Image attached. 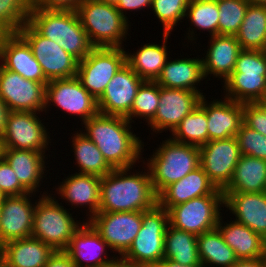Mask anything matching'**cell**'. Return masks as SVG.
<instances>
[{
    "mask_svg": "<svg viewBox=\"0 0 266 267\" xmlns=\"http://www.w3.org/2000/svg\"><path fill=\"white\" fill-rule=\"evenodd\" d=\"M82 126L79 130L96 144L113 169L128 168L142 162L144 141L133 133L134 128L127 118L98 113Z\"/></svg>",
    "mask_w": 266,
    "mask_h": 267,
    "instance_id": "1",
    "label": "cell"
},
{
    "mask_svg": "<svg viewBox=\"0 0 266 267\" xmlns=\"http://www.w3.org/2000/svg\"><path fill=\"white\" fill-rule=\"evenodd\" d=\"M139 165L144 172L132 166L101 177L99 212H142L157 204L149 170L143 162Z\"/></svg>",
    "mask_w": 266,
    "mask_h": 267,
    "instance_id": "2",
    "label": "cell"
},
{
    "mask_svg": "<svg viewBox=\"0 0 266 267\" xmlns=\"http://www.w3.org/2000/svg\"><path fill=\"white\" fill-rule=\"evenodd\" d=\"M157 146L153 149V154L149 155L150 158L145 156L142 159L149 170L156 195L200 166L198 146L177 142L170 136H166Z\"/></svg>",
    "mask_w": 266,
    "mask_h": 267,
    "instance_id": "3",
    "label": "cell"
},
{
    "mask_svg": "<svg viewBox=\"0 0 266 267\" xmlns=\"http://www.w3.org/2000/svg\"><path fill=\"white\" fill-rule=\"evenodd\" d=\"M82 27L94 47H123L130 36L131 23L114 5L84 0L76 10Z\"/></svg>",
    "mask_w": 266,
    "mask_h": 267,
    "instance_id": "4",
    "label": "cell"
},
{
    "mask_svg": "<svg viewBox=\"0 0 266 267\" xmlns=\"http://www.w3.org/2000/svg\"><path fill=\"white\" fill-rule=\"evenodd\" d=\"M54 193V194H53ZM41 196L36 201L31 237L40 239L55 251L65 250L76 231L85 222L70 213L64 203H59L55 192ZM76 217V218H74Z\"/></svg>",
    "mask_w": 266,
    "mask_h": 267,
    "instance_id": "5",
    "label": "cell"
},
{
    "mask_svg": "<svg viewBox=\"0 0 266 267\" xmlns=\"http://www.w3.org/2000/svg\"><path fill=\"white\" fill-rule=\"evenodd\" d=\"M222 97L240 103L261 102L266 95V51L242 49L224 81Z\"/></svg>",
    "mask_w": 266,
    "mask_h": 267,
    "instance_id": "6",
    "label": "cell"
},
{
    "mask_svg": "<svg viewBox=\"0 0 266 267\" xmlns=\"http://www.w3.org/2000/svg\"><path fill=\"white\" fill-rule=\"evenodd\" d=\"M168 225V211L158 204L152 209L142 211V226L121 258L145 267H157L164 259L165 233Z\"/></svg>",
    "mask_w": 266,
    "mask_h": 267,
    "instance_id": "7",
    "label": "cell"
},
{
    "mask_svg": "<svg viewBox=\"0 0 266 267\" xmlns=\"http://www.w3.org/2000/svg\"><path fill=\"white\" fill-rule=\"evenodd\" d=\"M224 212V194L217 189L213 194L196 197L168 210L169 225L196 236L217 227Z\"/></svg>",
    "mask_w": 266,
    "mask_h": 267,
    "instance_id": "8",
    "label": "cell"
},
{
    "mask_svg": "<svg viewBox=\"0 0 266 267\" xmlns=\"http://www.w3.org/2000/svg\"><path fill=\"white\" fill-rule=\"evenodd\" d=\"M51 106L58 108L62 113L79 117L80 125L99 113L97 100L83 87L76 76L54 79L47 83L44 108L46 116L49 110H52Z\"/></svg>",
    "mask_w": 266,
    "mask_h": 267,
    "instance_id": "9",
    "label": "cell"
},
{
    "mask_svg": "<svg viewBox=\"0 0 266 267\" xmlns=\"http://www.w3.org/2000/svg\"><path fill=\"white\" fill-rule=\"evenodd\" d=\"M41 115L45 114L29 111H10L6 130L1 136L2 147L39 152H47L48 150L49 152L50 146L53 145L51 144L52 138L50 139L52 137L51 130L45 126L47 123L44 122L45 119Z\"/></svg>",
    "mask_w": 266,
    "mask_h": 267,
    "instance_id": "10",
    "label": "cell"
},
{
    "mask_svg": "<svg viewBox=\"0 0 266 267\" xmlns=\"http://www.w3.org/2000/svg\"><path fill=\"white\" fill-rule=\"evenodd\" d=\"M125 64V47H95L87 57L79 61L76 77L98 100L107 84Z\"/></svg>",
    "mask_w": 266,
    "mask_h": 267,
    "instance_id": "11",
    "label": "cell"
},
{
    "mask_svg": "<svg viewBox=\"0 0 266 267\" xmlns=\"http://www.w3.org/2000/svg\"><path fill=\"white\" fill-rule=\"evenodd\" d=\"M17 33L31 47L48 81L77 76L79 61L58 44L42 36L28 21Z\"/></svg>",
    "mask_w": 266,
    "mask_h": 267,
    "instance_id": "12",
    "label": "cell"
},
{
    "mask_svg": "<svg viewBox=\"0 0 266 267\" xmlns=\"http://www.w3.org/2000/svg\"><path fill=\"white\" fill-rule=\"evenodd\" d=\"M87 222L108 244L110 254L121 258L142 226V212H98Z\"/></svg>",
    "mask_w": 266,
    "mask_h": 267,
    "instance_id": "13",
    "label": "cell"
},
{
    "mask_svg": "<svg viewBox=\"0 0 266 267\" xmlns=\"http://www.w3.org/2000/svg\"><path fill=\"white\" fill-rule=\"evenodd\" d=\"M199 149L200 166L217 189L223 191L232 180L241 157L236 137L208 141Z\"/></svg>",
    "mask_w": 266,
    "mask_h": 267,
    "instance_id": "14",
    "label": "cell"
},
{
    "mask_svg": "<svg viewBox=\"0 0 266 267\" xmlns=\"http://www.w3.org/2000/svg\"><path fill=\"white\" fill-rule=\"evenodd\" d=\"M46 85L27 80L0 64V98L10 111L44 113Z\"/></svg>",
    "mask_w": 266,
    "mask_h": 267,
    "instance_id": "15",
    "label": "cell"
},
{
    "mask_svg": "<svg viewBox=\"0 0 266 267\" xmlns=\"http://www.w3.org/2000/svg\"><path fill=\"white\" fill-rule=\"evenodd\" d=\"M41 196L29 192L4 197L0 203V247L13 240L31 237L36 199Z\"/></svg>",
    "mask_w": 266,
    "mask_h": 267,
    "instance_id": "16",
    "label": "cell"
},
{
    "mask_svg": "<svg viewBox=\"0 0 266 267\" xmlns=\"http://www.w3.org/2000/svg\"><path fill=\"white\" fill-rule=\"evenodd\" d=\"M201 98L198 92L160 86V100L156 114L148 124H144L152 130L149 135L155 137L164 131L165 133L169 131L171 134L182 119L198 106Z\"/></svg>",
    "mask_w": 266,
    "mask_h": 267,
    "instance_id": "17",
    "label": "cell"
},
{
    "mask_svg": "<svg viewBox=\"0 0 266 267\" xmlns=\"http://www.w3.org/2000/svg\"><path fill=\"white\" fill-rule=\"evenodd\" d=\"M100 182L101 177L99 176L75 171V173H69L67 177L65 175V179L63 178L62 182H57L58 185H54L52 189H55L59 197L58 201L63 199L60 203L64 202L73 209L87 208L85 221H88L99 212Z\"/></svg>",
    "mask_w": 266,
    "mask_h": 267,
    "instance_id": "18",
    "label": "cell"
},
{
    "mask_svg": "<svg viewBox=\"0 0 266 267\" xmlns=\"http://www.w3.org/2000/svg\"><path fill=\"white\" fill-rule=\"evenodd\" d=\"M143 81L126 63L110 80L97 100L99 113L126 118Z\"/></svg>",
    "mask_w": 266,
    "mask_h": 267,
    "instance_id": "19",
    "label": "cell"
},
{
    "mask_svg": "<svg viewBox=\"0 0 266 267\" xmlns=\"http://www.w3.org/2000/svg\"><path fill=\"white\" fill-rule=\"evenodd\" d=\"M48 155L46 152L32 151V150H18L11 148H3L2 157L8 162L14 170L16 177L20 184L30 193L38 195L50 194L43 185L48 178L47 176L50 169ZM46 173V174H45ZM46 178V180H44ZM44 180V181H43ZM41 186H44V192ZM41 187V188H40ZM43 192V193H42ZM42 193V194H41Z\"/></svg>",
    "mask_w": 266,
    "mask_h": 267,
    "instance_id": "20",
    "label": "cell"
},
{
    "mask_svg": "<svg viewBox=\"0 0 266 267\" xmlns=\"http://www.w3.org/2000/svg\"><path fill=\"white\" fill-rule=\"evenodd\" d=\"M0 64L27 80L48 83L31 47L18 34H0Z\"/></svg>",
    "mask_w": 266,
    "mask_h": 267,
    "instance_id": "21",
    "label": "cell"
},
{
    "mask_svg": "<svg viewBox=\"0 0 266 267\" xmlns=\"http://www.w3.org/2000/svg\"><path fill=\"white\" fill-rule=\"evenodd\" d=\"M110 247L85 221L72 236L68 247L64 250L78 267H105L117 257L107 251ZM108 253V254H107Z\"/></svg>",
    "mask_w": 266,
    "mask_h": 267,
    "instance_id": "22",
    "label": "cell"
},
{
    "mask_svg": "<svg viewBox=\"0 0 266 267\" xmlns=\"http://www.w3.org/2000/svg\"><path fill=\"white\" fill-rule=\"evenodd\" d=\"M205 47L207 48H203L204 54L201 53L205 83L213 80V77L222 79L220 82L223 84L234 71L241 46L235 35H215L209 37Z\"/></svg>",
    "mask_w": 266,
    "mask_h": 267,
    "instance_id": "23",
    "label": "cell"
},
{
    "mask_svg": "<svg viewBox=\"0 0 266 267\" xmlns=\"http://www.w3.org/2000/svg\"><path fill=\"white\" fill-rule=\"evenodd\" d=\"M213 98L209 101L203 96L199 102L206 111L209 141L236 137L243 123V103L222 95L221 99Z\"/></svg>",
    "mask_w": 266,
    "mask_h": 267,
    "instance_id": "24",
    "label": "cell"
},
{
    "mask_svg": "<svg viewBox=\"0 0 266 267\" xmlns=\"http://www.w3.org/2000/svg\"><path fill=\"white\" fill-rule=\"evenodd\" d=\"M223 194L225 213L229 210L233 220L249 227L266 240V193L223 192Z\"/></svg>",
    "mask_w": 266,
    "mask_h": 267,
    "instance_id": "25",
    "label": "cell"
},
{
    "mask_svg": "<svg viewBox=\"0 0 266 267\" xmlns=\"http://www.w3.org/2000/svg\"><path fill=\"white\" fill-rule=\"evenodd\" d=\"M197 56L189 58L187 54V57L183 58L181 55L182 58L177 57L174 60L169 57L156 82L161 87L191 90L198 92L202 97L206 96L204 90L198 87L206 79L203 73L202 58L199 57L200 55Z\"/></svg>",
    "mask_w": 266,
    "mask_h": 267,
    "instance_id": "26",
    "label": "cell"
},
{
    "mask_svg": "<svg viewBox=\"0 0 266 267\" xmlns=\"http://www.w3.org/2000/svg\"><path fill=\"white\" fill-rule=\"evenodd\" d=\"M217 187L210 181L203 168L199 166L181 180L164 188L157 195V204L167 211L178 204L196 197L213 194Z\"/></svg>",
    "mask_w": 266,
    "mask_h": 267,
    "instance_id": "27",
    "label": "cell"
},
{
    "mask_svg": "<svg viewBox=\"0 0 266 267\" xmlns=\"http://www.w3.org/2000/svg\"><path fill=\"white\" fill-rule=\"evenodd\" d=\"M224 213L220 215L217 228L221 232L224 241L234 251L237 258L252 259L266 256V240L244 224L235 220L224 222Z\"/></svg>",
    "mask_w": 266,
    "mask_h": 267,
    "instance_id": "28",
    "label": "cell"
},
{
    "mask_svg": "<svg viewBox=\"0 0 266 267\" xmlns=\"http://www.w3.org/2000/svg\"><path fill=\"white\" fill-rule=\"evenodd\" d=\"M172 33H161L163 36L161 44L141 43V47L135 51H126V63L143 80L156 81L160 76L167 59L170 57L168 51V39ZM143 44V45H142ZM169 52V53H168Z\"/></svg>",
    "mask_w": 266,
    "mask_h": 267,
    "instance_id": "29",
    "label": "cell"
},
{
    "mask_svg": "<svg viewBox=\"0 0 266 267\" xmlns=\"http://www.w3.org/2000/svg\"><path fill=\"white\" fill-rule=\"evenodd\" d=\"M55 250L40 239L22 238L5 243L0 258L9 267H44Z\"/></svg>",
    "mask_w": 266,
    "mask_h": 267,
    "instance_id": "30",
    "label": "cell"
},
{
    "mask_svg": "<svg viewBox=\"0 0 266 267\" xmlns=\"http://www.w3.org/2000/svg\"><path fill=\"white\" fill-rule=\"evenodd\" d=\"M266 191V160L241 155L229 185L223 192L261 193Z\"/></svg>",
    "mask_w": 266,
    "mask_h": 267,
    "instance_id": "31",
    "label": "cell"
},
{
    "mask_svg": "<svg viewBox=\"0 0 266 267\" xmlns=\"http://www.w3.org/2000/svg\"><path fill=\"white\" fill-rule=\"evenodd\" d=\"M68 139L72 140L70 152H74L72 155H74L75 163L73 159V164L78 173L103 177L113 170L96 144L79 129Z\"/></svg>",
    "mask_w": 266,
    "mask_h": 267,
    "instance_id": "32",
    "label": "cell"
},
{
    "mask_svg": "<svg viewBox=\"0 0 266 267\" xmlns=\"http://www.w3.org/2000/svg\"><path fill=\"white\" fill-rule=\"evenodd\" d=\"M185 17V20L189 19L187 21H189L190 26L187 28L188 31L185 32L186 36H184L185 40L188 39L185 42L188 43H186L187 45L182 43L183 47L187 46L189 48V43L190 46L192 44V47H194V43L197 46L196 41L199 40L197 39L199 38L197 30H200V33L201 30L202 33L203 31L208 32V37L218 35L219 9L217 0H190Z\"/></svg>",
    "mask_w": 266,
    "mask_h": 267,
    "instance_id": "33",
    "label": "cell"
},
{
    "mask_svg": "<svg viewBox=\"0 0 266 267\" xmlns=\"http://www.w3.org/2000/svg\"><path fill=\"white\" fill-rule=\"evenodd\" d=\"M201 263L205 267H232L239 259L216 227L197 236Z\"/></svg>",
    "mask_w": 266,
    "mask_h": 267,
    "instance_id": "34",
    "label": "cell"
},
{
    "mask_svg": "<svg viewBox=\"0 0 266 267\" xmlns=\"http://www.w3.org/2000/svg\"><path fill=\"white\" fill-rule=\"evenodd\" d=\"M164 259H170L183 265L202 264L197 236L168 225L165 233Z\"/></svg>",
    "mask_w": 266,
    "mask_h": 267,
    "instance_id": "35",
    "label": "cell"
},
{
    "mask_svg": "<svg viewBox=\"0 0 266 267\" xmlns=\"http://www.w3.org/2000/svg\"><path fill=\"white\" fill-rule=\"evenodd\" d=\"M235 36L241 49L266 51V6L249 4Z\"/></svg>",
    "mask_w": 266,
    "mask_h": 267,
    "instance_id": "36",
    "label": "cell"
},
{
    "mask_svg": "<svg viewBox=\"0 0 266 267\" xmlns=\"http://www.w3.org/2000/svg\"><path fill=\"white\" fill-rule=\"evenodd\" d=\"M62 48L81 61L95 48L82 27L76 11L63 10Z\"/></svg>",
    "mask_w": 266,
    "mask_h": 267,
    "instance_id": "37",
    "label": "cell"
},
{
    "mask_svg": "<svg viewBox=\"0 0 266 267\" xmlns=\"http://www.w3.org/2000/svg\"><path fill=\"white\" fill-rule=\"evenodd\" d=\"M207 128L206 111L198 104L191 113L182 119L170 137L177 142L200 147L209 141Z\"/></svg>",
    "mask_w": 266,
    "mask_h": 267,
    "instance_id": "38",
    "label": "cell"
},
{
    "mask_svg": "<svg viewBox=\"0 0 266 267\" xmlns=\"http://www.w3.org/2000/svg\"><path fill=\"white\" fill-rule=\"evenodd\" d=\"M160 100V85L156 81L144 80L137 90L129 115L132 124L137 119L149 123L155 116Z\"/></svg>",
    "mask_w": 266,
    "mask_h": 267,
    "instance_id": "39",
    "label": "cell"
},
{
    "mask_svg": "<svg viewBox=\"0 0 266 267\" xmlns=\"http://www.w3.org/2000/svg\"><path fill=\"white\" fill-rule=\"evenodd\" d=\"M28 22L42 36L62 47L63 10L30 9Z\"/></svg>",
    "mask_w": 266,
    "mask_h": 267,
    "instance_id": "40",
    "label": "cell"
},
{
    "mask_svg": "<svg viewBox=\"0 0 266 267\" xmlns=\"http://www.w3.org/2000/svg\"><path fill=\"white\" fill-rule=\"evenodd\" d=\"M31 0H0V34L17 33L29 20Z\"/></svg>",
    "mask_w": 266,
    "mask_h": 267,
    "instance_id": "41",
    "label": "cell"
},
{
    "mask_svg": "<svg viewBox=\"0 0 266 267\" xmlns=\"http://www.w3.org/2000/svg\"><path fill=\"white\" fill-rule=\"evenodd\" d=\"M249 4L248 0H217L218 35H236Z\"/></svg>",
    "mask_w": 266,
    "mask_h": 267,
    "instance_id": "42",
    "label": "cell"
},
{
    "mask_svg": "<svg viewBox=\"0 0 266 267\" xmlns=\"http://www.w3.org/2000/svg\"><path fill=\"white\" fill-rule=\"evenodd\" d=\"M189 2L190 0H152L150 11L163 25V33H171L185 20Z\"/></svg>",
    "mask_w": 266,
    "mask_h": 267,
    "instance_id": "43",
    "label": "cell"
},
{
    "mask_svg": "<svg viewBox=\"0 0 266 267\" xmlns=\"http://www.w3.org/2000/svg\"><path fill=\"white\" fill-rule=\"evenodd\" d=\"M236 139L241 155L266 160V136L242 123L236 134Z\"/></svg>",
    "mask_w": 266,
    "mask_h": 267,
    "instance_id": "44",
    "label": "cell"
},
{
    "mask_svg": "<svg viewBox=\"0 0 266 267\" xmlns=\"http://www.w3.org/2000/svg\"><path fill=\"white\" fill-rule=\"evenodd\" d=\"M0 191L4 196H20L29 193L19 182L8 162L0 158Z\"/></svg>",
    "mask_w": 266,
    "mask_h": 267,
    "instance_id": "45",
    "label": "cell"
},
{
    "mask_svg": "<svg viewBox=\"0 0 266 267\" xmlns=\"http://www.w3.org/2000/svg\"><path fill=\"white\" fill-rule=\"evenodd\" d=\"M243 123L266 136V107L261 103H243Z\"/></svg>",
    "mask_w": 266,
    "mask_h": 267,
    "instance_id": "46",
    "label": "cell"
},
{
    "mask_svg": "<svg viewBox=\"0 0 266 267\" xmlns=\"http://www.w3.org/2000/svg\"><path fill=\"white\" fill-rule=\"evenodd\" d=\"M84 0H31L30 9L76 11Z\"/></svg>",
    "mask_w": 266,
    "mask_h": 267,
    "instance_id": "47",
    "label": "cell"
},
{
    "mask_svg": "<svg viewBox=\"0 0 266 267\" xmlns=\"http://www.w3.org/2000/svg\"><path fill=\"white\" fill-rule=\"evenodd\" d=\"M152 0H119L116 5V8L120 11L121 15L128 20L127 17L129 12H133V14L141 10H148L151 8Z\"/></svg>",
    "mask_w": 266,
    "mask_h": 267,
    "instance_id": "48",
    "label": "cell"
},
{
    "mask_svg": "<svg viewBox=\"0 0 266 267\" xmlns=\"http://www.w3.org/2000/svg\"><path fill=\"white\" fill-rule=\"evenodd\" d=\"M44 267H78L64 250L55 251Z\"/></svg>",
    "mask_w": 266,
    "mask_h": 267,
    "instance_id": "49",
    "label": "cell"
},
{
    "mask_svg": "<svg viewBox=\"0 0 266 267\" xmlns=\"http://www.w3.org/2000/svg\"><path fill=\"white\" fill-rule=\"evenodd\" d=\"M266 256L252 259H240L232 267H265Z\"/></svg>",
    "mask_w": 266,
    "mask_h": 267,
    "instance_id": "50",
    "label": "cell"
},
{
    "mask_svg": "<svg viewBox=\"0 0 266 267\" xmlns=\"http://www.w3.org/2000/svg\"><path fill=\"white\" fill-rule=\"evenodd\" d=\"M10 114V110L5 102L0 98V137L4 134L7 125V119Z\"/></svg>",
    "mask_w": 266,
    "mask_h": 267,
    "instance_id": "51",
    "label": "cell"
},
{
    "mask_svg": "<svg viewBox=\"0 0 266 267\" xmlns=\"http://www.w3.org/2000/svg\"><path fill=\"white\" fill-rule=\"evenodd\" d=\"M157 267H205L203 264L183 265L170 259H163Z\"/></svg>",
    "mask_w": 266,
    "mask_h": 267,
    "instance_id": "52",
    "label": "cell"
},
{
    "mask_svg": "<svg viewBox=\"0 0 266 267\" xmlns=\"http://www.w3.org/2000/svg\"><path fill=\"white\" fill-rule=\"evenodd\" d=\"M111 267H145L142 265H138L136 263H131L128 261H125L122 258H116L112 263H111Z\"/></svg>",
    "mask_w": 266,
    "mask_h": 267,
    "instance_id": "53",
    "label": "cell"
},
{
    "mask_svg": "<svg viewBox=\"0 0 266 267\" xmlns=\"http://www.w3.org/2000/svg\"><path fill=\"white\" fill-rule=\"evenodd\" d=\"M252 5L266 6V0H248Z\"/></svg>",
    "mask_w": 266,
    "mask_h": 267,
    "instance_id": "54",
    "label": "cell"
},
{
    "mask_svg": "<svg viewBox=\"0 0 266 267\" xmlns=\"http://www.w3.org/2000/svg\"><path fill=\"white\" fill-rule=\"evenodd\" d=\"M98 1L110 4V5H114V6H116L117 3L119 2V0H98Z\"/></svg>",
    "mask_w": 266,
    "mask_h": 267,
    "instance_id": "55",
    "label": "cell"
},
{
    "mask_svg": "<svg viewBox=\"0 0 266 267\" xmlns=\"http://www.w3.org/2000/svg\"><path fill=\"white\" fill-rule=\"evenodd\" d=\"M0 267H9V266L0 258Z\"/></svg>",
    "mask_w": 266,
    "mask_h": 267,
    "instance_id": "56",
    "label": "cell"
},
{
    "mask_svg": "<svg viewBox=\"0 0 266 267\" xmlns=\"http://www.w3.org/2000/svg\"><path fill=\"white\" fill-rule=\"evenodd\" d=\"M2 151H3V147H2L1 137H0V158L2 157Z\"/></svg>",
    "mask_w": 266,
    "mask_h": 267,
    "instance_id": "57",
    "label": "cell"
},
{
    "mask_svg": "<svg viewBox=\"0 0 266 267\" xmlns=\"http://www.w3.org/2000/svg\"><path fill=\"white\" fill-rule=\"evenodd\" d=\"M4 197V194L0 191V203L3 201Z\"/></svg>",
    "mask_w": 266,
    "mask_h": 267,
    "instance_id": "58",
    "label": "cell"
},
{
    "mask_svg": "<svg viewBox=\"0 0 266 267\" xmlns=\"http://www.w3.org/2000/svg\"><path fill=\"white\" fill-rule=\"evenodd\" d=\"M261 103L266 107V95H265L264 99L261 101Z\"/></svg>",
    "mask_w": 266,
    "mask_h": 267,
    "instance_id": "59",
    "label": "cell"
}]
</instances>
